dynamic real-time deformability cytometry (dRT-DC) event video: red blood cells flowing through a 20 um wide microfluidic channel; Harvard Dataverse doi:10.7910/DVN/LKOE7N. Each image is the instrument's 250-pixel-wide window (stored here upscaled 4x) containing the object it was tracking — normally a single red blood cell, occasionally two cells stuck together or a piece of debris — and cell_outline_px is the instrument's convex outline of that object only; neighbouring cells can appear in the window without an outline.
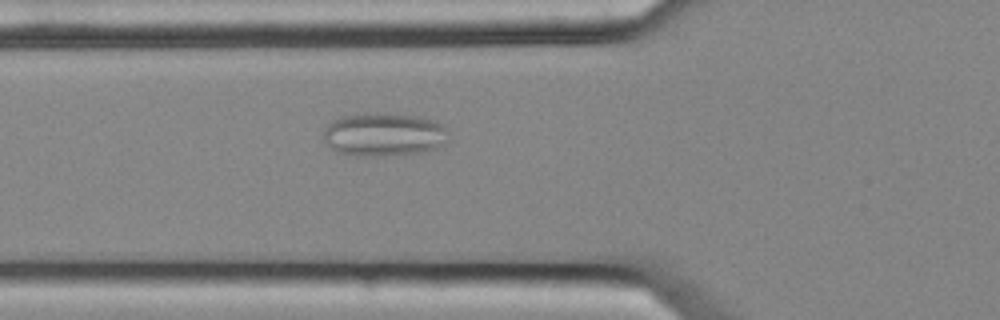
{"species": "common noctule bat (a hibernating species)", "species_latin": "Nyctalus noctula", "temperature_condition": "cold", "stored_images_in_passage": 50, "camera_frame_rate_fps": 3000, "um_per_image_px": 0.085, "animal": {"sex": "female", "body_mass_g": 25.1}, "frame": {"image": 1, "passage_image": 15, "time_ms": 4.667, "image_size_px": [1000, 320], "cell_outline_px": [[448, 132], [444, 144], [436, 148], [424, 152], [376, 156], [352, 156], [336, 152], [324, 140], [324, 128], [332, 120], [340, 116], [364, 112], [376, 112], [416, 116], [436, 120]], "centroid_in_image_um": [32.59, 11.42], "position_along_channel_um": 93.2, "area_um2": 31.96}}
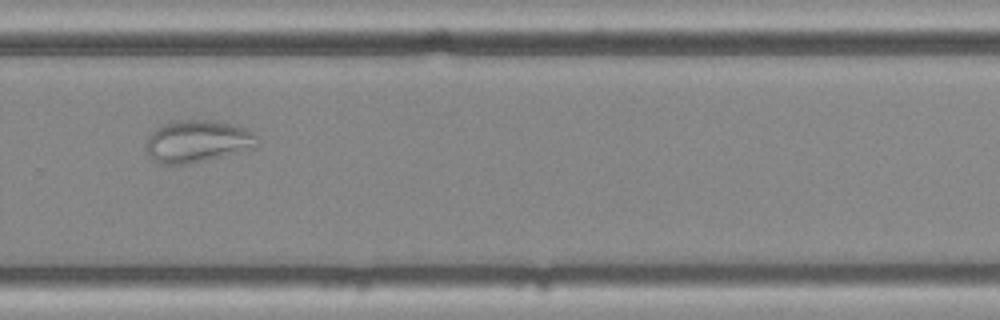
{"frame": {"image": 2, "passage_image": 33, "time_ms": 10.667, "image_size_px": [1000, 320], "cell_outline_px": [[260, 144], [256, 148], [188, 164], [160, 164], [152, 160], [144, 144], [152, 132], [156, 128], [164, 124], [176, 120], [208, 120], [228, 124], [244, 128], [252, 132], [260, 140]], "centroid_in_image_um": [16.78, 12.02], "position_along_channel_um": 313.0, "area_um2": 27.28}}
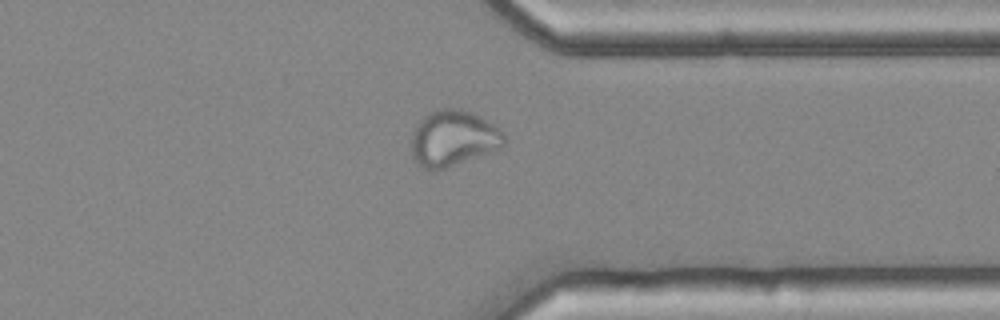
{"frame": {"image": 3, "passage_image": 38, "time_ms": 12.333, "image_size_px": [1000, 320], "cell_outline_px": [[504, 148], [444, 168], [420, 168], [412, 156], [412, 132], [416, 124], [428, 112], [440, 108], [460, 108], [472, 112], [480, 116], [500, 128], [504, 132]], "centroid_in_image_um": [38.54, 11.73], "position_along_channel_um": 372.9, "area_um2": 30.4}}